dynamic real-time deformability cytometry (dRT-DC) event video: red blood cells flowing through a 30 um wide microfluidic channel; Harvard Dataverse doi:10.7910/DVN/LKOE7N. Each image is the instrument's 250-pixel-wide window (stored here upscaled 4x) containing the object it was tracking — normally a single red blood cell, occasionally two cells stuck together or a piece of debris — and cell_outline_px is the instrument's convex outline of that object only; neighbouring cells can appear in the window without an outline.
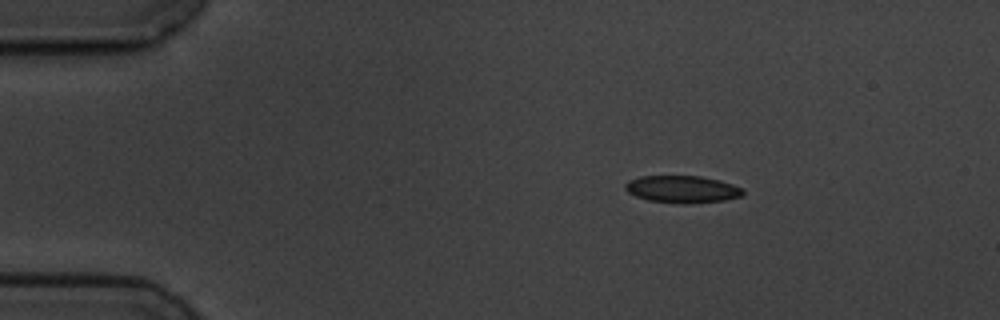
{"species": "common noctule bat (a hibernating species)", "species_latin": "Nyctalus noctula", "temperature_condition": "cold", "stored_images_in_passage": 3, "camera_frame_rate_fps": 3000, "um_per_image_px": 0.085, "animal": {"sex": "male", "body_mass_g": 19.5, "forearm_length_mm": 54.6}, "frame": {"image": 1, "passage_image": 1, "time_ms": 0.0, "image_size_px": [1000, 320], "cell_outline_px": [[744, 192], [740, 196], [724, 200], [684, 204], [676, 204], [648, 200], [636, 196], [628, 192], [624, 188], [624, 184], [628, 180], [640, 176], [700, 176], [720, 180], [744, 188]], "centroid_in_image_um": [57.97, 16.08], "position_along_channel_um": 27.0, "area_um2": 18.79}}